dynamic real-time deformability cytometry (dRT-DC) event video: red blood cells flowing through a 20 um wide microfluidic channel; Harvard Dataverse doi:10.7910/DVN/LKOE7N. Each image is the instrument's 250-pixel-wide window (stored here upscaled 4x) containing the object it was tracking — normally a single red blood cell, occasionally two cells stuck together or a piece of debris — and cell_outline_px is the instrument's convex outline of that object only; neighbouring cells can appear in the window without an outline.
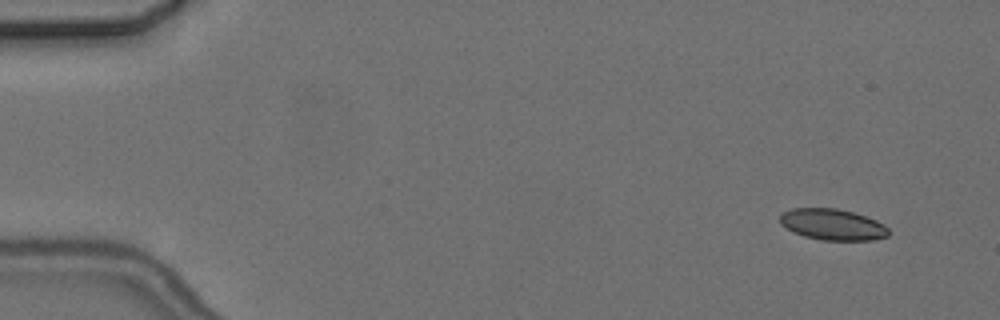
{"species": "common noctule bat (a hibernating species)", "species_latin": "Nyctalus noctula", "temperature_condition": "cold", "stored_images_in_passage": 5, "segment_of_instrument_passage": [2, 2], "camera_frame_rate_fps": 3000, "um_per_image_px": 0.085, "animal": {"sex": "female", "body_mass_g": 24.6, "forearm_length_mm": 56.2}, "frame": {"image": 1, "passage_image": 5, "time_ms": 5.667, "image_size_px": [1000, 320], "cell_outline_px": [[888, 236], [872, 240], [820, 240], [804, 236], [780, 224], [780, 212], [792, 208], [836, 208], [852, 212], [876, 220], [884, 224], [888, 228]], "centroid_in_image_um": [70.75, 19.08], "position_along_channel_um": 14.2, "area_um2": 19.65}}